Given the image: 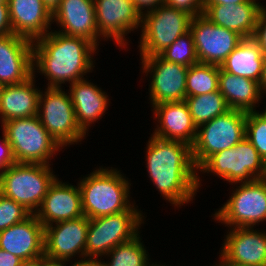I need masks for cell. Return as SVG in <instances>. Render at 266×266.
<instances>
[{"label":"cell","instance_id":"obj_1","mask_svg":"<svg viewBox=\"0 0 266 266\" xmlns=\"http://www.w3.org/2000/svg\"><path fill=\"white\" fill-rule=\"evenodd\" d=\"M146 149L147 171L162 197L179 207L190 202L201 183L191 146L152 135Z\"/></svg>","mask_w":266,"mask_h":266},{"label":"cell","instance_id":"obj_2","mask_svg":"<svg viewBox=\"0 0 266 266\" xmlns=\"http://www.w3.org/2000/svg\"><path fill=\"white\" fill-rule=\"evenodd\" d=\"M96 50L97 47L83 37L66 36L51 30L33 41V73L40 70L38 72L48 78V88H61L65 82L75 83L85 79L83 75L95 67L92 58Z\"/></svg>","mask_w":266,"mask_h":266},{"label":"cell","instance_id":"obj_3","mask_svg":"<svg viewBox=\"0 0 266 266\" xmlns=\"http://www.w3.org/2000/svg\"><path fill=\"white\" fill-rule=\"evenodd\" d=\"M78 186L81 191L82 211L89 218H99L127 211L130 203V185L120 170L96 169L84 177Z\"/></svg>","mask_w":266,"mask_h":266},{"label":"cell","instance_id":"obj_4","mask_svg":"<svg viewBox=\"0 0 266 266\" xmlns=\"http://www.w3.org/2000/svg\"><path fill=\"white\" fill-rule=\"evenodd\" d=\"M56 178L50 165L14 163L0 172V193L35 214Z\"/></svg>","mask_w":266,"mask_h":266},{"label":"cell","instance_id":"obj_5","mask_svg":"<svg viewBox=\"0 0 266 266\" xmlns=\"http://www.w3.org/2000/svg\"><path fill=\"white\" fill-rule=\"evenodd\" d=\"M12 147L16 163L49 164L60 145L42 125L38 116L12 119L1 125Z\"/></svg>","mask_w":266,"mask_h":266},{"label":"cell","instance_id":"obj_6","mask_svg":"<svg viewBox=\"0 0 266 266\" xmlns=\"http://www.w3.org/2000/svg\"><path fill=\"white\" fill-rule=\"evenodd\" d=\"M142 218L141 212L133 204L127 211L90 219L85 260H99L98 257L102 258L115 246L134 239L139 235Z\"/></svg>","mask_w":266,"mask_h":266},{"label":"cell","instance_id":"obj_7","mask_svg":"<svg viewBox=\"0 0 266 266\" xmlns=\"http://www.w3.org/2000/svg\"><path fill=\"white\" fill-rule=\"evenodd\" d=\"M246 116L247 112L230 109L197 128L196 139L191 146L197 170L212 155L234 147L245 138Z\"/></svg>","mask_w":266,"mask_h":266},{"label":"cell","instance_id":"obj_8","mask_svg":"<svg viewBox=\"0 0 266 266\" xmlns=\"http://www.w3.org/2000/svg\"><path fill=\"white\" fill-rule=\"evenodd\" d=\"M193 16L165 4L146 12L141 19L140 56L159 55L178 37L190 31Z\"/></svg>","mask_w":266,"mask_h":266},{"label":"cell","instance_id":"obj_9","mask_svg":"<svg viewBox=\"0 0 266 266\" xmlns=\"http://www.w3.org/2000/svg\"><path fill=\"white\" fill-rule=\"evenodd\" d=\"M198 170L214 173L236 185L266 178V162L246 138L212 155Z\"/></svg>","mask_w":266,"mask_h":266},{"label":"cell","instance_id":"obj_10","mask_svg":"<svg viewBox=\"0 0 266 266\" xmlns=\"http://www.w3.org/2000/svg\"><path fill=\"white\" fill-rule=\"evenodd\" d=\"M45 90V94L40 92L38 101L37 116L42 125L61 148L80 142L86 134L77 125L70 94L61 88Z\"/></svg>","mask_w":266,"mask_h":266},{"label":"cell","instance_id":"obj_11","mask_svg":"<svg viewBox=\"0 0 266 266\" xmlns=\"http://www.w3.org/2000/svg\"><path fill=\"white\" fill-rule=\"evenodd\" d=\"M238 187L214 218L230 228H253L266 221V178L241 182Z\"/></svg>","mask_w":266,"mask_h":266},{"label":"cell","instance_id":"obj_12","mask_svg":"<svg viewBox=\"0 0 266 266\" xmlns=\"http://www.w3.org/2000/svg\"><path fill=\"white\" fill-rule=\"evenodd\" d=\"M190 32L199 63L218 66L244 39L237 32L212 23L203 14L192 18Z\"/></svg>","mask_w":266,"mask_h":266},{"label":"cell","instance_id":"obj_13","mask_svg":"<svg viewBox=\"0 0 266 266\" xmlns=\"http://www.w3.org/2000/svg\"><path fill=\"white\" fill-rule=\"evenodd\" d=\"M141 61L143 72H150L152 76L149 85L151 105L185 101L189 67L166 61L160 55L143 57Z\"/></svg>","mask_w":266,"mask_h":266},{"label":"cell","instance_id":"obj_14","mask_svg":"<svg viewBox=\"0 0 266 266\" xmlns=\"http://www.w3.org/2000/svg\"><path fill=\"white\" fill-rule=\"evenodd\" d=\"M90 219L85 215L44 227V255L51 261L68 262L76 254L85 260V245ZM81 252V253H80Z\"/></svg>","mask_w":266,"mask_h":266},{"label":"cell","instance_id":"obj_15","mask_svg":"<svg viewBox=\"0 0 266 266\" xmlns=\"http://www.w3.org/2000/svg\"><path fill=\"white\" fill-rule=\"evenodd\" d=\"M94 8L99 35L114 39L119 46L127 45L125 36L141 27L142 16L133 0H94Z\"/></svg>","mask_w":266,"mask_h":266},{"label":"cell","instance_id":"obj_16","mask_svg":"<svg viewBox=\"0 0 266 266\" xmlns=\"http://www.w3.org/2000/svg\"><path fill=\"white\" fill-rule=\"evenodd\" d=\"M252 229V230H251ZM220 258L238 266H266V233L249 227L231 228Z\"/></svg>","mask_w":266,"mask_h":266},{"label":"cell","instance_id":"obj_17","mask_svg":"<svg viewBox=\"0 0 266 266\" xmlns=\"http://www.w3.org/2000/svg\"><path fill=\"white\" fill-rule=\"evenodd\" d=\"M33 41L19 35L0 36V83L19 84L33 75Z\"/></svg>","mask_w":266,"mask_h":266},{"label":"cell","instance_id":"obj_18","mask_svg":"<svg viewBox=\"0 0 266 266\" xmlns=\"http://www.w3.org/2000/svg\"><path fill=\"white\" fill-rule=\"evenodd\" d=\"M83 215L79 186L65 184L57 178L48 188L40 208L35 212V216L44 227Z\"/></svg>","mask_w":266,"mask_h":266},{"label":"cell","instance_id":"obj_19","mask_svg":"<svg viewBox=\"0 0 266 266\" xmlns=\"http://www.w3.org/2000/svg\"><path fill=\"white\" fill-rule=\"evenodd\" d=\"M66 36L83 37L98 47L100 39L96 24L94 0H61L59 7L52 13ZM64 29V30H63Z\"/></svg>","mask_w":266,"mask_h":266},{"label":"cell","instance_id":"obj_20","mask_svg":"<svg viewBox=\"0 0 266 266\" xmlns=\"http://www.w3.org/2000/svg\"><path fill=\"white\" fill-rule=\"evenodd\" d=\"M44 226L35 214L0 231V248L22 260L44 254Z\"/></svg>","mask_w":266,"mask_h":266},{"label":"cell","instance_id":"obj_21","mask_svg":"<svg viewBox=\"0 0 266 266\" xmlns=\"http://www.w3.org/2000/svg\"><path fill=\"white\" fill-rule=\"evenodd\" d=\"M151 107L160 123L152 135L165 140L182 141L190 146L194 144L197 127L185 101L164 102Z\"/></svg>","mask_w":266,"mask_h":266},{"label":"cell","instance_id":"obj_22","mask_svg":"<svg viewBox=\"0 0 266 266\" xmlns=\"http://www.w3.org/2000/svg\"><path fill=\"white\" fill-rule=\"evenodd\" d=\"M7 2L15 35L36 41L50 32L52 13L42 0H7Z\"/></svg>","mask_w":266,"mask_h":266},{"label":"cell","instance_id":"obj_23","mask_svg":"<svg viewBox=\"0 0 266 266\" xmlns=\"http://www.w3.org/2000/svg\"><path fill=\"white\" fill-rule=\"evenodd\" d=\"M262 4L247 0L239 4H204V13L212 23L237 32L243 38H253Z\"/></svg>","mask_w":266,"mask_h":266},{"label":"cell","instance_id":"obj_24","mask_svg":"<svg viewBox=\"0 0 266 266\" xmlns=\"http://www.w3.org/2000/svg\"><path fill=\"white\" fill-rule=\"evenodd\" d=\"M70 97L74 107L77 125L86 134L88 126L101 119L108 108V96L86 79L70 84Z\"/></svg>","mask_w":266,"mask_h":266},{"label":"cell","instance_id":"obj_25","mask_svg":"<svg viewBox=\"0 0 266 266\" xmlns=\"http://www.w3.org/2000/svg\"><path fill=\"white\" fill-rule=\"evenodd\" d=\"M26 81L4 86L0 97L1 121L37 116L40 90L34 86V76Z\"/></svg>","mask_w":266,"mask_h":266},{"label":"cell","instance_id":"obj_26","mask_svg":"<svg viewBox=\"0 0 266 266\" xmlns=\"http://www.w3.org/2000/svg\"><path fill=\"white\" fill-rule=\"evenodd\" d=\"M219 91L230 109L244 112L255 111V104H259L258 101L263 97L259 82L225 72L221 68Z\"/></svg>","mask_w":266,"mask_h":266},{"label":"cell","instance_id":"obj_27","mask_svg":"<svg viewBox=\"0 0 266 266\" xmlns=\"http://www.w3.org/2000/svg\"><path fill=\"white\" fill-rule=\"evenodd\" d=\"M265 54L253 38H244L228 55L220 68L236 76L259 82Z\"/></svg>","mask_w":266,"mask_h":266},{"label":"cell","instance_id":"obj_28","mask_svg":"<svg viewBox=\"0 0 266 266\" xmlns=\"http://www.w3.org/2000/svg\"><path fill=\"white\" fill-rule=\"evenodd\" d=\"M185 102L197 128L230 110L219 89L207 94L186 97Z\"/></svg>","mask_w":266,"mask_h":266},{"label":"cell","instance_id":"obj_29","mask_svg":"<svg viewBox=\"0 0 266 266\" xmlns=\"http://www.w3.org/2000/svg\"><path fill=\"white\" fill-rule=\"evenodd\" d=\"M220 66L197 63L188 68L186 97L207 94L219 89Z\"/></svg>","mask_w":266,"mask_h":266},{"label":"cell","instance_id":"obj_30","mask_svg":"<svg viewBox=\"0 0 266 266\" xmlns=\"http://www.w3.org/2000/svg\"><path fill=\"white\" fill-rule=\"evenodd\" d=\"M137 235L134 239L115 246L106 255L111 257L110 263L99 260L101 266H149V256Z\"/></svg>","mask_w":266,"mask_h":266},{"label":"cell","instance_id":"obj_31","mask_svg":"<svg viewBox=\"0 0 266 266\" xmlns=\"http://www.w3.org/2000/svg\"><path fill=\"white\" fill-rule=\"evenodd\" d=\"M159 55L166 61L181 64L186 67L199 63L193 36L190 31L178 37Z\"/></svg>","mask_w":266,"mask_h":266},{"label":"cell","instance_id":"obj_32","mask_svg":"<svg viewBox=\"0 0 266 266\" xmlns=\"http://www.w3.org/2000/svg\"><path fill=\"white\" fill-rule=\"evenodd\" d=\"M266 162V109L262 113L247 112L246 136Z\"/></svg>","mask_w":266,"mask_h":266},{"label":"cell","instance_id":"obj_33","mask_svg":"<svg viewBox=\"0 0 266 266\" xmlns=\"http://www.w3.org/2000/svg\"><path fill=\"white\" fill-rule=\"evenodd\" d=\"M31 214L23 205L0 193V231L25 220Z\"/></svg>","mask_w":266,"mask_h":266},{"label":"cell","instance_id":"obj_34","mask_svg":"<svg viewBox=\"0 0 266 266\" xmlns=\"http://www.w3.org/2000/svg\"><path fill=\"white\" fill-rule=\"evenodd\" d=\"M164 4L185 11L193 17L204 13V0H164Z\"/></svg>","mask_w":266,"mask_h":266},{"label":"cell","instance_id":"obj_35","mask_svg":"<svg viewBox=\"0 0 266 266\" xmlns=\"http://www.w3.org/2000/svg\"><path fill=\"white\" fill-rule=\"evenodd\" d=\"M253 39L259 44L266 55V7L262 6L255 29Z\"/></svg>","mask_w":266,"mask_h":266},{"label":"cell","instance_id":"obj_36","mask_svg":"<svg viewBox=\"0 0 266 266\" xmlns=\"http://www.w3.org/2000/svg\"><path fill=\"white\" fill-rule=\"evenodd\" d=\"M3 132V139L1 140L0 144V172L4 171L8 167L12 166L14 163H16L12 147L7 141V138L5 136L4 130Z\"/></svg>","mask_w":266,"mask_h":266},{"label":"cell","instance_id":"obj_37","mask_svg":"<svg viewBox=\"0 0 266 266\" xmlns=\"http://www.w3.org/2000/svg\"><path fill=\"white\" fill-rule=\"evenodd\" d=\"M13 34L8 2L0 3V36Z\"/></svg>","mask_w":266,"mask_h":266},{"label":"cell","instance_id":"obj_38","mask_svg":"<svg viewBox=\"0 0 266 266\" xmlns=\"http://www.w3.org/2000/svg\"><path fill=\"white\" fill-rule=\"evenodd\" d=\"M134 5L136 10L141 14V16L144 14L145 10L144 8L147 9L146 12H150L154 9H156L158 6L164 4V0H133Z\"/></svg>","mask_w":266,"mask_h":266},{"label":"cell","instance_id":"obj_39","mask_svg":"<svg viewBox=\"0 0 266 266\" xmlns=\"http://www.w3.org/2000/svg\"><path fill=\"white\" fill-rule=\"evenodd\" d=\"M23 260L0 248V266H20Z\"/></svg>","mask_w":266,"mask_h":266},{"label":"cell","instance_id":"obj_40","mask_svg":"<svg viewBox=\"0 0 266 266\" xmlns=\"http://www.w3.org/2000/svg\"><path fill=\"white\" fill-rule=\"evenodd\" d=\"M20 266H44V254L32 259L23 260Z\"/></svg>","mask_w":266,"mask_h":266},{"label":"cell","instance_id":"obj_41","mask_svg":"<svg viewBox=\"0 0 266 266\" xmlns=\"http://www.w3.org/2000/svg\"><path fill=\"white\" fill-rule=\"evenodd\" d=\"M247 0H204V4H221V5H227V4H239L244 3Z\"/></svg>","mask_w":266,"mask_h":266},{"label":"cell","instance_id":"obj_42","mask_svg":"<svg viewBox=\"0 0 266 266\" xmlns=\"http://www.w3.org/2000/svg\"><path fill=\"white\" fill-rule=\"evenodd\" d=\"M259 86H260L262 93L266 91V55H265V60L263 64L262 75L259 81Z\"/></svg>","mask_w":266,"mask_h":266},{"label":"cell","instance_id":"obj_43","mask_svg":"<svg viewBox=\"0 0 266 266\" xmlns=\"http://www.w3.org/2000/svg\"><path fill=\"white\" fill-rule=\"evenodd\" d=\"M44 5L53 13L60 5L61 0H42Z\"/></svg>","mask_w":266,"mask_h":266},{"label":"cell","instance_id":"obj_44","mask_svg":"<svg viewBox=\"0 0 266 266\" xmlns=\"http://www.w3.org/2000/svg\"><path fill=\"white\" fill-rule=\"evenodd\" d=\"M70 266H101L99 260H84L75 262L73 265Z\"/></svg>","mask_w":266,"mask_h":266},{"label":"cell","instance_id":"obj_45","mask_svg":"<svg viewBox=\"0 0 266 266\" xmlns=\"http://www.w3.org/2000/svg\"><path fill=\"white\" fill-rule=\"evenodd\" d=\"M66 262L51 261L44 255V266H66Z\"/></svg>","mask_w":266,"mask_h":266},{"label":"cell","instance_id":"obj_46","mask_svg":"<svg viewBox=\"0 0 266 266\" xmlns=\"http://www.w3.org/2000/svg\"><path fill=\"white\" fill-rule=\"evenodd\" d=\"M220 259H221L220 263L217 265H213V266H238L235 264L226 263L222 258H220Z\"/></svg>","mask_w":266,"mask_h":266},{"label":"cell","instance_id":"obj_47","mask_svg":"<svg viewBox=\"0 0 266 266\" xmlns=\"http://www.w3.org/2000/svg\"><path fill=\"white\" fill-rule=\"evenodd\" d=\"M149 266H166V265H159V264H154V263H152V264H150Z\"/></svg>","mask_w":266,"mask_h":266},{"label":"cell","instance_id":"obj_48","mask_svg":"<svg viewBox=\"0 0 266 266\" xmlns=\"http://www.w3.org/2000/svg\"><path fill=\"white\" fill-rule=\"evenodd\" d=\"M3 87L4 86L0 83V97H1V91H2Z\"/></svg>","mask_w":266,"mask_h":266},{"label":"cell","instance_id":"obj_49","mask_svg":"<svg viewBox=\"0 0 266 266\" xmlns=\"http://www.w3.org/2000/svg\"><path fill=\"white\" fill-rule=\"evenodd\" d=\"M7 2V0H0V3H5Z\"/></svg>","mask_w":266,"mask_h":266}]
</instances>
